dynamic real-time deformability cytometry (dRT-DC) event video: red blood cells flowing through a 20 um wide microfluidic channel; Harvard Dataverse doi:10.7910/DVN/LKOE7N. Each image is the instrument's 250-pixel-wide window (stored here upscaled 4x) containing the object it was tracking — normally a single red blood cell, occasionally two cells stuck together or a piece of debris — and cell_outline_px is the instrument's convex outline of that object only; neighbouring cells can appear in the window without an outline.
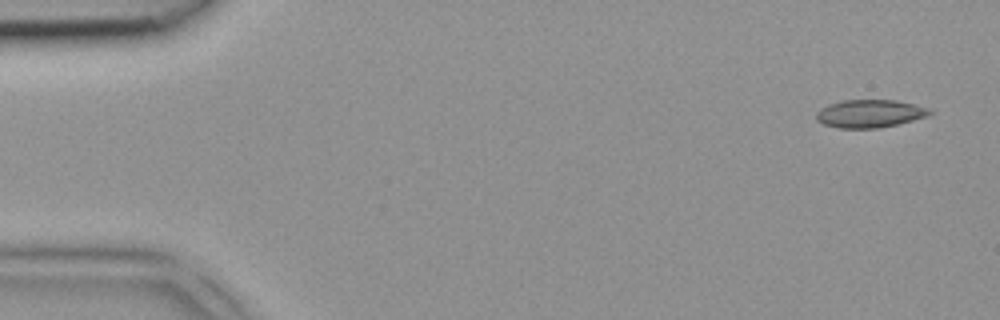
{"species": "common noctule bat (a hibernating species)", "species_latin": "Nyctalus noctula", "temperature_condition": "room temperature", "stored_images_in_passage": 3, "camera_frame_rate_fps": 3000, "um_per_image_px": 0.085, "animal": {"sex": "female", "body_mass_g": 18.4}, "frame": {"image": 1, "passage_image": 1, "time_ms": 0.0, "image_size_px": [1000, 320], "cell_outline_px": [[932, 112], [928, 116], [896, 124], [876, 128], [840, 128], [824, 124], [816, 120], [816, 112], [828, 104], [840, 100], [896, 100], [928, 108]], "centroid_in_image_um": [73.89, 9.65], "position_along_channel_um": 11.1, "area_um2": 18.26}}